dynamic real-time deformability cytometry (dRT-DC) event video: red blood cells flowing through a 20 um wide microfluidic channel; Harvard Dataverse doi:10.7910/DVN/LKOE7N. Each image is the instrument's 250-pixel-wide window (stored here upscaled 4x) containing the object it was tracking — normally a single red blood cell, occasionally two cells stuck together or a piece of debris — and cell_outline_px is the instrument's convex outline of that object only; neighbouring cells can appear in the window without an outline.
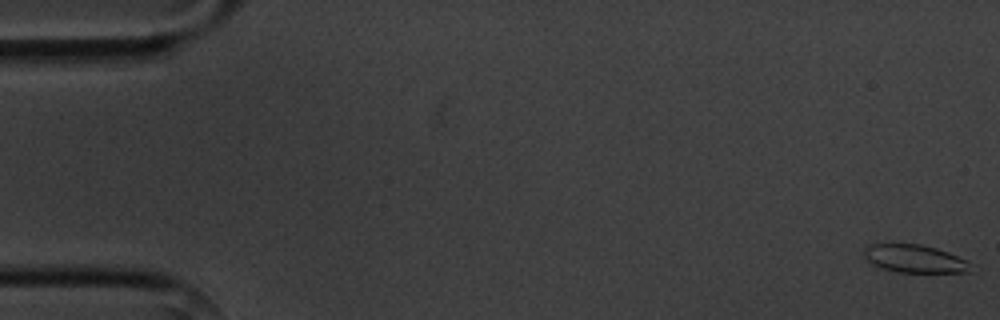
{"species": "common noctule bat (a hibernating species)", "species_latin": "Nyctalus noctula", "temperature_condition": "cold", "stored_images_in_passage": 4, "camera_frame_rate_fps": 3000, "um_per_image_px": 0.085, "animal": {"sex": "male", "body_mass_g": 20.1, "forearm_length_mm": 53.5}, "frame": {"image": 1, "passage_image": 1, "time_ms": 0.0, "image_size_px": [1000, 320], "cell_outline_px": [[968, 272], [896, 272], [880, 268], [864, 260], [860, 256], [864, 248], [868, 244], [920, 244], [936, 248], [948, 252], [968, 260]], "centroid_in_image_um": [77.62, 21.98], "position_along_channel_um": 7.4, "area_um2": 17.51}}